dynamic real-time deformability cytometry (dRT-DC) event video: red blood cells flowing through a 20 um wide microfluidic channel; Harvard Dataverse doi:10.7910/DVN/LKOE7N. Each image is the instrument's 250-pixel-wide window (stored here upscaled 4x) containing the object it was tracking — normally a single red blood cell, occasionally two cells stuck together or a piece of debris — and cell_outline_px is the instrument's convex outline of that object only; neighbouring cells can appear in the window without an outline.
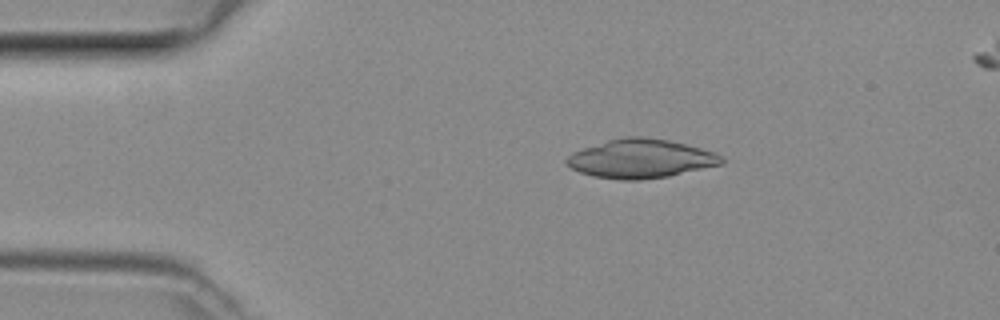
{"species": "common noctule bat (a hibernating species)", "species_latin": "Nyctalus noctula", "temperature_condition": "room temperature", "stored_images_in_passage": 46, "camera_frame_rate_fps": 3000, "um_per_image_px": 0.085, "animal": {"sex": "female", "body_mass_g": 29.2, "forearm_length_mm": 56.3}, "frame": {"image": 1, "passage_image": 8, "time_ms": 2.333, "image_size_px": [1000, 320], "cell_outline_px": [[724, 164], [668, 176], [640, 180], [620, 180], [592, 176], [580, 172], [572, 168], [564, 160], [572, 152], [608, 140], [624, 136], [644, 136], [668, 140], [700, 148], [712, 152], [720, 156], [724, 160]], "centroid_in_image_um": [54.45, 13.49], "position_along_channel_um": 30.6, "area_um2": 34.91}}
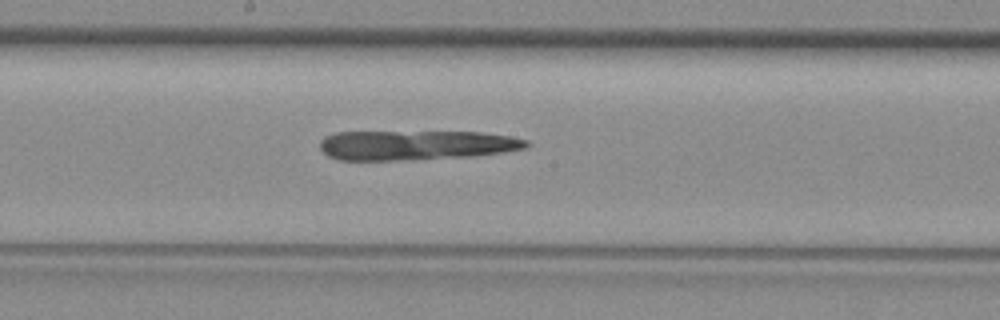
{"frame": {"image": 2, "passage_image": 24, "time_ms": 7.667, "image_size_px": [1000, 320], "cell_outline_px": [[528, 144], [524, 148], [500, 152], [468, 156], [412, 160], [336, 160], [328, 156], [320, 148], [320, 140], [324, 136], [336, 132], [480, 132], [508, 136], [528, 140]], "centroid_in_image_um": [35.27, 12.34], "position_along_channel_um": 212.9, "area_um2": 35.55}}
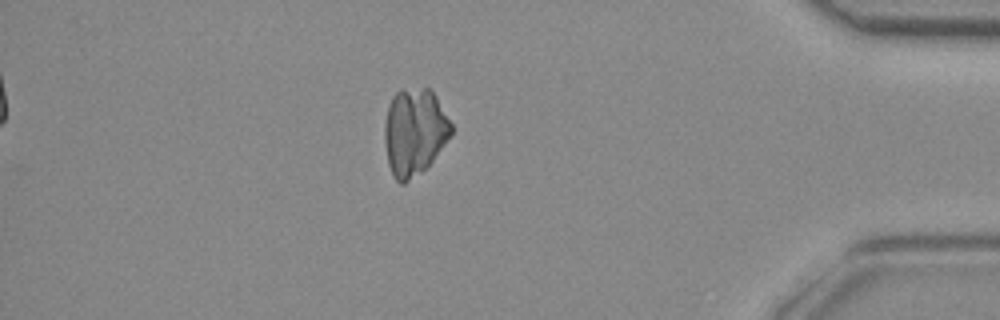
{"frame": {"image": 3, "passage_image": 40, "time_ms": 13.0, "image_size_px": [1000, 320], "cell_outline_px": [[452, 132], [432, 160], [420, 172], [404, 184], [400, 184], [396, 180], [388, 164], [384, 140], [384, 128], [388, 104], [392, 96], [400, 88], [432, 88], [452, 124]], "centroid_in_image_um": [35.2, 11.16], "position_along_channel_um": 400.0, "area_um2": 33.76}}